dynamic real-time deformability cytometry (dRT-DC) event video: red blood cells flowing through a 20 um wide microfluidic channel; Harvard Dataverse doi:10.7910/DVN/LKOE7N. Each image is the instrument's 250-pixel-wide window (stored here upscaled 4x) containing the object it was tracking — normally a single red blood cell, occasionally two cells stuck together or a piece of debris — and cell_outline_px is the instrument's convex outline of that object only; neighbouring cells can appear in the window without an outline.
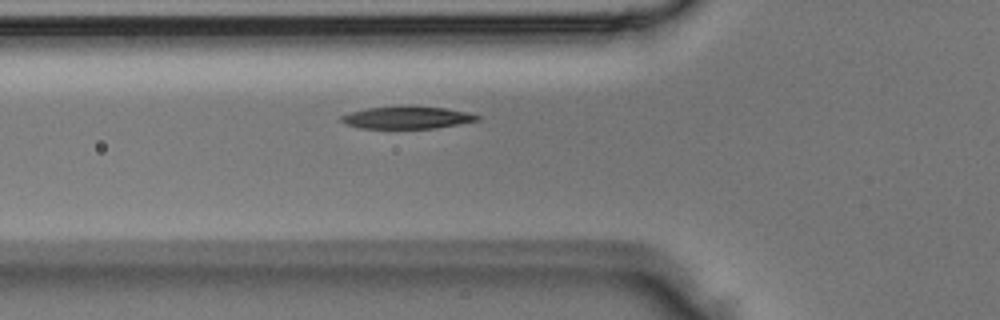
{"species": "Egyptian fruit bat (a non-hibernating species)", "species_latin": "Rousettus aegyptiacus", "temperature_condition": "room temperature", "stored_images_in_passage": 5, "camera_frame_rate_fps": 3000, "um_per_image_px": 0.085, "animal": {"sex": "male"}, "frame": {"image": 1, "passage_image": 5, "time_ms": 1.333, "image_size_px": [1000, 320], "cell_outline_px": [[480, 120], [432, 128], [360, 128], [344, 124], [340, 120], [340, 116], [352, 112], [368, 108], [404, 104], [408, 104], [444, 108], [468, 112], [480, 116]], "centroid_in_image_um": [34.57, 9.96], "position_along_channel_um": 91.2, "area_um2": 17.98}}